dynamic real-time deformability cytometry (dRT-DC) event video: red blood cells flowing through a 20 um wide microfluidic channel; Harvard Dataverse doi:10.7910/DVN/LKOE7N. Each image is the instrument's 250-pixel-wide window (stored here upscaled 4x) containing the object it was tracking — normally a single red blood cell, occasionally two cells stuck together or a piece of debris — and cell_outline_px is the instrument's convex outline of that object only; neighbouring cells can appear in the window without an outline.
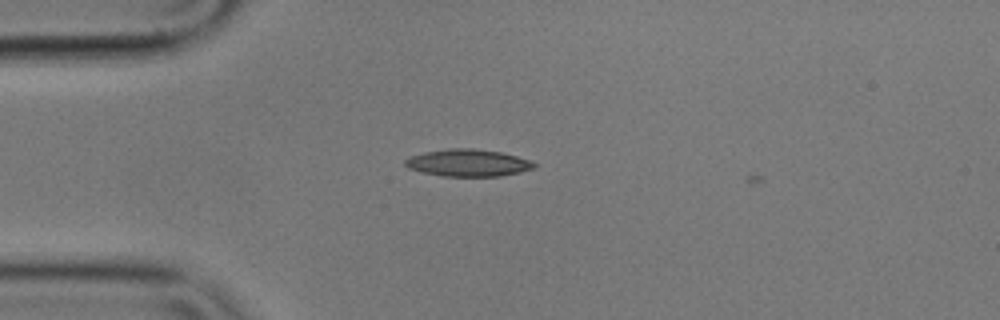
{"species": "common noctule bat (a hibernating species)", "species_latin": "Nyctalus noctula", "temperature_condition": "cold", "stored_images_in_passage": 4, "camera_frame_rate_fps": 3000, "um_per_image_px": 0.085, "animal": {"sex": "male", "body_mass_g": 17.9}, "frame": {"image": 1, "passage_image": 3, "time_ms": 0.667, "image_size_px": [1000, 320], "cell_outline_px": [[536, 168], [520, 172], [500, 176], [444, 176], [420, 172], [408, 168], [404, 164], [404, 160], [412, 156], [424, 152], [448, 148], [472, 148], [500, 152], [532, 160], [536, 164]], "centroid_in_image_um": [39.79, 13.84], "position_along_channel_um": 45.2, "area_um2": 20.46}}